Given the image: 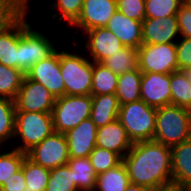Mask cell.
<instances>
[{
    "label": "cell",
    "instance_id": "obj_1",
    "mask_svg": "<svg viewBox=\"0 0 191 191\" xmlns=\"http://www.w3.org/2000/svg\"><path fill=\"white\" fill-rule=\"evenodd\" d=\"M122 162L127 169L130 183L151 191L173 184L169 146L154 140L133 143Z\"/></svg>",
    "mask_w": 191,
    "mask_h": 191
},
{
    "label": "cell",
    "instance_id": "obj_2",
    "mask_svg": "<svg viewBox=\"0 0 191 191\" xmlns=\"http://www.w3.org/2000/svg\"><path fill=\"white\" fill-rule=\"evenodd\" d=\"M77 48V49H76ZM72 52L59 50L61 75L65 83V95H91L93 61L76 47Z\"/></svg>",
    "mask_w": 191,
    "mask_h": 191
},
{
    "label": "cell",
    "instance_id": "obj_3",
    "mask_svg": "<svg viewBox=\"0 0 191 191\" xmlns=\"http://www.w3.org/2000/svg\"><path fill=\"white\" fill-rule=\"evenodd\" d=\"M191 139V110L169 105L156 109L153 140L172 147Z\"/></svg>",
    "mask_w": 191,
    "mask_h": 191
},
{
    "label": "cell",
    "instance_id": "obj_4",
    "mask_svg": "<svg viewBox=\"0 0 191 191\" xmlns=\"http://www.w3.org/2000/svg\"><path fill=\"white\" fill-rule=\"evenodd\" d=\"M29 12L20 19L18 41V69L24 74L37 62L50 56L56 49L46 33L34 29L28 21ZM28 21V22H27Z\"/></svg>",
    "mask_w": 191,
    "mask_h": 191
},
{
    "label": "cell",
    "instance_id": "obj_5",
    "mask_svg": "<svg viewBox=\"0 0 191 191\" xmlns=\"http://www.w3.org/2000/svg\"><path fill=\"white\" fill-rule=\"evenodd\" d=\"M117 119L132 143L153 140L156 108L150 107L143 100L120 105Z\"/></svg>",
    "mask_w": 191,
    "mask_h": 191
},
{
    "label": "cell",
    "instance_id": "obj_6",
    "mask_svg": "<svg viewBox=\"0 0 191 191\" xmlns=\"http://www.w3.org/2000/svg\"><path fill=\"white\" fill-rule=\"evenodd\" d=\"M53 132L52 113L16 111L13 140L19 138L22 143L13 148L27 153Z\"/></svg>",
    "mask_w": 191,
    "mask_h": 191
},
{
    "label": "cell",
    "instance_id": "obj_7",
    "mask_svg": "<svg viewBox=\"0 0 191 191\" xmlns=\"http://www.w3.org/2000/svg\"><path fill=\"white\" fill-rule=\"evenodd\" d=\"M92 95H64L55 99L52 109L54 131L65 134L90 118Z\"/></svg>",
    "mask_w": 191,
    "mask_h": 191
},
{
    "label": "cell",
    "instance_id": "obj_8",
    "mask_svg": "<svg viewBox=\"0 0 191 191\" xmlns=\"http://www.w3.org/2000/svg\"><path fill=\"white\" fill-rule=\"evenodd\" d=\"M138 69L142 73L162 74L178 70L175 43L141 45L138 48Z\"/></svg>",
    "mask_w": 191,
    "mask_h": 191
},
{
    "label": "cell",
    "instance_id": "obj_9",
    "mask_svg": "<svg viewBox=\"0 0 191 191\" xmlns=\"http://www.w3.org/2000/svg\"><path fill=\"white\" fill-rule=\"evenodd\" d=\"M27 157L34 163L50 170L67 165L70 156L65 134L54 131L30 149Z\"/></svg>",
    "mask_w": 191,
    "mask_h": 191
},
{
    "label": "cell",
    "instance_id": "obj_10",
    "mask_svg": "<svg viewBox=\"0 0 191 191\" xmlns=\"http://www.w3.org/2000/svg\"><path fill=\"white\" fill-rule=\"evenodd\" d=\"M14 103L16 111L52 113L55 98L42 84L24 76Z\"/></svg>",
    "mask_w": 191,
    "mask_h": 191
},
{
    "label": "cell",
    "instance_id": "obj_11",
    "mask_svg": "<svg viewBox=\"0 0 191 191\" xmlns=\"http://www.w3.org/2000/svg\"><path fill=\"white\" fill-rule=\"evenodd\" d=\"M25 76L42 84L55 99L65 95V83L61 75L58 48L50 56L33 65Z\"/></svg>",
    "mask_w": 191,
    "mask_h": 191
},
{
    "label": "cell",
    "instance_id": "obj_12",
    "mask_svg": "<svg viewBox=\"0 0 191 191\" xmlns=\"http://www.w3.org/2000/svg\"><path fill=\"white\" fill-rule=\"evenodd\" d=\"M115 12L116 0H84L81 14L71 26L82 30V34L94 28L106 27Z\"/></svg>",
    "mask_w": 191,
    "mask_h": 191
},
{
    "label": "cell",
    "instance_id": "obj_13",
    "mask_svg": "<svg viewBox=\"0 0 191 191\" xmlns=\"http://www.w3.org/2000/svg\"><path fill=\"white\" fill-rule=\"evenodd\" d=\"M87 49L86 56L93 62L101 63L124 47L123 43L106 27H99L84 32ZM89 51V52H88Z\"/></svg>",
    "mask_w": 191,
    "mask_h": 191
},
{
    "label": "cell",
    "instance_id": "obj_14",
    "mask_svg": "<svg viewBox=\"0 0 191 191\" xmlns=\"http://www.w3.org/2000/svg\"><path fill=\"white\" fill-rule=\"evenodd\" d=\"M140 100L156 109L171 105L170 74L142 73Z\"/></svg>",
    "mask_w": 191,
    "mask_h": 191
},
{
    "label": "cell",
    "instance_id": "obj_15",
    "mask_svg": "<svg viewBox=\"0 0 191 191\" xmlns=\"http://www.w3.org/2000/svg\"><path fill=\"white\" fill-rule=\"evenodd\" d=\"M180 37L177 16L149 18L142 22V45L176 43Z\"/></svg>",
    "mask_w": 191,
    "mask_h": 191
},
{
    "label": "cell",
    "instance_id": "obj_16",
    "mask_svg": "<svg viewBox=\"0 0 191 191\" xmlns=\"http://www.w3.org/2000/svg\"><path fill=\"white\" fill-rule=\"evenodd\" d=\"M97 126L91 118L65 133L70 158H87L96 147Z\"/></svg>",
    "mask_w": 191,
    "mask_h": 191
},
{
    "label": "cell",
    "instance_id": "obj_17",
    "mask_svg": "<svg viewBox=\"0 0 191 191\" xmlns=\"http://www.w3.org/2000/svg\"><path fill=\"white\" fill-rule=\"evenodd\" d=\"M133 143L129 139L125 128L118 119L97 128L96 146L117 153L123 158L131 149Z\"/></svg>",
    "mask_w": 191,
    "mask_h": 191
},
{
    "label": "cell",
    "instance_id": "obj_18",
    "mask_svg": "<svg viewBox=\"0 0 191 191\" xmlns=\"http://www.w3.org/2000/svg\"><path fill=\"white\" fill-rule=\"evenodd\" d=\"M126 47L138 49L142 45V22L126 17L117 11L110 18L107 26Z\"/></svg>",
    "mask_w": 191,
    "mask_h": 191
},
{
    "label": "cell",
    "instance_id": "obj_19",
    "mask_svg": "<svg viewBox=\"0 0 191 191\" xmlns=\"http://www.w3.org/2000/svg\"><path fill=\"white\" fill-rule=\"evenodd\" d=\"M172 183L181 187L191 184V139L171 147Z\"/></svg>",
    "mask_w": 191,
    "mask_h": 191
},
{
    "label": "cell",
    "instance_id": "obj_20",
    "mask_svg": "<svg viewBox=\"0 0 191 191\" xmlns=\"http://www.w3.org/2000/svg\"><path fill=\"white\" fill-rule=\"evenodd\" d=\"M120 104L115 94L92 96L91 120L97 128L103 127L118 118Z\"/></svg>",
    "mask_w": 191,
    "mask_h": 191
},
{
    "label": "cell",
    "instance_id": "obj_21",
    "mask_svg": "<svg viewBox=\"0 0 191 191\" xmlns=\"http://www.w3.org/2000/svg\"><path fill=\"white\" fill-rule=\"evenodd\" d=\"M142 72L137 68L118 75V83L115 95L119 104L140 100Z\"/></svg>",
    "mask_w": 191,
    "mask_h": 191
},
{
    "label": "cell",
    "instance_id": "obj_22",
    "mask_svg": "<svg viewBox=\"0 0 191 191\" xmlns=\"http://www.w3.org/2000/svg\"><path fill=\"white\" fill-rule=\"evenodd\" d=\"M67 165L79 191L95 190L97 174L88 157L70 158Z\"/></svg>",
    "mask_w": 191,
    "mask_h": 191
},
{
    "label": "cell",
    "instance_id": "obj_23",
    "mask_svg": "<svg viewBox=\"0 0 191 191\" xmlns=\"http://www.w3.org/2000/svg\"><path fill=\"white\" fill-rule=\"evenodd\" d=\"M20 20L9 30L0 34V63L18 69V41Z\"/></svg>",
    "mask_w": 191,
    "mask_h": 191
},
{
    "label": "cell",
    "instance_id": "obj_24",
    "mask_svg": "<svg viewBox=\"0 0 191 191\" xmlns=\"http://www.w3.org/2000/svg\"><path fill=\"white\" fill-rule=\"evenodd\" d=\"M129 184L127 169L121 162L116 167L97 175L94 191H125Z\"/></svg>",
    "mask_w": 191,
    "mask_h": 191
},
{
    "label": "cell",
    "instance_id": "obj_25",
    "mask_svg": "<svg viewBox=\"0 0 191 191\" xmlns=\"http://www.w3.org/2000/svg\"><path fill=\"white\" fill-rule=\"evenodd\" d=\"M30 0H0V34L12 28L28 11Z\"/></svg>",
    "mask_w": 191,
    "mask_h": 191
},
{
    "label": "cell",
    "instance_id": "obj_26",
    "mask_svg": "<svg viewBox=\"0 0 191 191\" xmlns=\"http://www.w3.org/2000/svg\"><path fill=\"white\" fill-rule=\"evenodd\" d=\"M101 63L116 75L135 70L138 68V49L124 46Z\"/></svg>",
    "mask_w": 191,
    "mask_h": 191
},
{
    "label": "cell",
    "instance_id": "obj_27",
    "mask_svg": "<svg viewBox=\"0 0 191 191\" xmlns=\"http://www.w3.org/2000/svg\"><path fill=\"white\" fill-rule=\"evenodd\" d=\"M21 169L26 180L24 191H46L50 169L34 163L27 156L22 163Z\"/></svg>",
    "mask_w": 191,
    "mask_h": 191
},
{
    "label": "cell",
    "instance_id": "obj_28",
    "mask_svg": "<svg viewBox=\"0 0 191 191\" xmlns=\"http://www.w3.org/2000/svg\"><path fill=\"white\" fill-rule=\"evenodd\" d=\"M118 83V75L114 74L102 63L93 62V82L91 95L115 94Z\"/></svg>",
    "mask_w": 191,
    "mask_h": 191
},
{
    "label": "cell",
    "instance_id": "obj_29",
    "mask_svg": "<svg viewBox=\"0 0 191 191\" xmlns=\"http://www.w3.org/2000/svg\"><path fill=\"white\" fill-rule=\"evenodd\" d=\"M171 105L191 110V83L183 70L170 74Z\"/></svg>",
    "mask_w": 191,
    "mask_h": 191
},
{
    "label": "cell",
    "instance_id": "obj_30",
    "mask_svg": "<svg viewBox=\"0 0 191 191\" xmlns=\"http://www.w3.org/2000/svg\"><path fill=\"white\" fill-rule=\"evenodd\" d=\"M15 103L14 100L0 97V147L13 141L15 131Z\"/></svg>",
    "mask_w": 191,
    "mask_h": 191
},
{
    "label": "cell",
    "instance_id": "obj_31",
    "mask_svg": "<svg viewBox=\"0 0 191 191\" xmlns=\"http://www.w3.org/2000/svg\"><path fill=\"white\" fill-rule=\"evenodd\" d=\"M25 74L20 69L0 63V97L14 100L21 87Z\"/></svg>",
    "mask_w": 191,
    "mask_h": 191
},
{
    "label": "cell",
    "instance_id": "obj_32",
    "mask_svg": "<svg viewBox=\"0 0 191 191\" xmlns=\"http://www.w3.org/2000/svg\"><path fill=\"white\" fill-rule=\"evenodd\" d=\"M83 2L84 0H55L51 6V21L58 18V21L65 20V23L71 26L80 16Z\"/></svg>",
    "mask_w": 191,
    "mask_h": 191
},
{
    "label": "cell",
    "instance_id": "obj_33",
    "mask_svg": "<svg viewBox=\"0 0 191 191\" xmlns=\"http://www.w3.org/2000/svg\"><path fill=\"white\" fill-rule=\"evenodd\" d=\"M0 151H2L0 147ZM27 153L12 148L6 152H0V187L7 182L13 174L21 169Z\"/></svg>",
    "mask_w": 191,
    "mask_h": 191
},
{
    "label": "cell",
    "instance_id": "obj_34",
    "mask_svg": "<svg viewBox=\"0 0 191 191\" xmlns=\"http://www.w3.org/2000/svg\"><path fill=\"white\" fill-rule=\"evenodd\" d=\"M46 191H79L73 181L72 171L68 165L50 170Z\"/></svg>",
    "mask_w": 191,
    "mask_h": 191
},
{
    "label": "cell",
    "instance_id": "obj_35",
    "mask_svg": "<svg viewBox=\"0 0 191 191\" xmlns=\"http://www.w3.org/2000/svg\"><path fill=\"white\" fill-rule=\"evenodd\" d=\"M184 0H145V19L175 16Z\"/></svg>",
    "mask_w": 191,
    "mask_h": 191
},
{
    "label": "cell",
    "instance_id": "obj_36",
    "mask_svg": "<svg viewBox=\"0 0 191 191\" xmlns=\"http://www.w3.org/2000/svg\"><path fill=\"white\" fill-rule=\"evenodd\" d=\"M88 158L97 175L116 167L122 162V158L117 153L97 146Z\"/></svg>",
    "mask_w": 191,
    "mask_h": 191
},
{
    "label": "cell",
    "instance_id": "obj_37",
    "mask_svg": "<svg viewBox=\"0 0 191 191\" xmlns=\"http://www.w3.org/2000/svg\"><path fill=\"white\" fill-rule=\"evenodd\" d=\"M117 11L126 17L143 22L145 20V0H116Z\"/></svg>",
    "mask_w": 191,
    "mask_h": 191
},
{
    "label": "cell",
    "instance_id": "obj_38",
    "mask_svg": "<svg viewBox=\"0 0 191 191\" xmlns=\"http://www.w3.org/2000/svg\"><path fill=\"white\" fill-rule=\"evenodd\" d=\"M179 39L175 43L177 50L178 70H184L191 67V38L179 37Z\"/></svg>",
    "mask_w": 191,
    "mask_h": 191
},
{
    "label": "cell",
    "instance_id": "obj_39",
    "mask_svg": "<svg viewBox=\"0 0 191 191\" xmlns=\"http://www.w3.org/2000/svg\"><path fill=\"white\" fill-rule=\"evenodd\" d=\"M180 37L191 38V10L184 4L176 13Z\"/></svg>",
    "mask_w": 191,
    "mask_h": 191
},
{
    "label": "cell",
    "instance_id": "obj_40",
    "mask_svg": "<svg viewBox=\"0 0 191 191\" xmlns=\"http://www.w3.org/2000/svg\"><path fill=\"white\" fill-rule=\"evenodd\" d=\"M26 188V180L24 179L23 170H18L11 178L4 182L0 187V191H24Z\"/></svg>",
    "mask_w": 191,
    "mask_h": 191
},
{
    "label": "cell",
    "instance_id": "obj_41",
    "mask_svg": "<svg viewBox=\"0 0 191 191\" xmlns=\"http://www.w3.org/2000/svg\"><path fill=\"white\" fill-rule=\"evenodd\" d=\"M154 191H185L183 187L171 184L168 186L160 187Z\"/></svg>",
    "mask_w": 191,
    "mask_h": 191
},
{
    "label": "cell",
    "instance_id": "obj_42",
    "mask_svg": "<svg viewBox=\"0 0 191 191\" xmlns=\"http://www.w3.org/2000/svg\"><path fill=\"white\" fill-rule=\"evenodd\" d=\"M125 191H151V190L138 184L130 183Z\"/></svg>",
    "mask_w": 191,
    "mask_h": 191
},
{
    "label": "cell",
    "instance_id": "obj_43",
    "mask_svg": "<svg viewBox=\"0 0 191 191\" xmlns=\"http://www.w3.org/2000/svg\"><path fill=\"white\" fill-rule=\"evenodd\" d=\"M187 79L189 80V82L191 83V67H188L186 69L183 70Z\"/></svg>",
    "mask_w": 191,
    "mask_h": 191
},
{
    "label": "cell",
    "instance_id": "obj_44",
    "mask_svg": "<svg viewBox=\"0 0 191 191\" xmlns=\"http://www.w3.org/2000/svg\"><path fill=\"white\" fill-rule=\"evenodd\" d=\"M184 5L191 10V0H184Z\"/></svg>",
    "mask_w": 191,
    "mask_h": 191
},
{
    "label": "cell",
    "instance_id": "obj_45",
    "mask_svg": "<svg viewBox=\"0 0 191 191\" xmlns=\"http://www.w3.org/2000/svg\"><path fill=\"white\" fill-rule=\"evenodd\" d=\"M185 191H191V184L183 187Z\"/></svg>",
    "mask_w": 191,
    "mask_h": 191
}]
</instances>
